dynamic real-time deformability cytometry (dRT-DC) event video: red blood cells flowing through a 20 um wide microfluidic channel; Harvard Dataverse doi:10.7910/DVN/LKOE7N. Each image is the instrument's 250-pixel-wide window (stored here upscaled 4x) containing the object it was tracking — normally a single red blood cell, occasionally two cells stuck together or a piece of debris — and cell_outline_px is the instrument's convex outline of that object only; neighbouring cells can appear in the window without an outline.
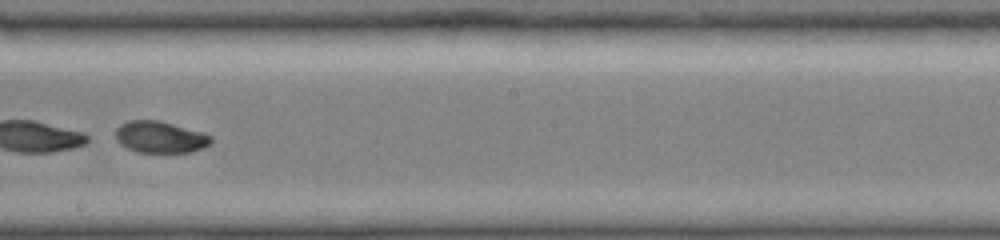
{"species": "common noctule bat (a hibernating species)", "species_latin": "Nyctalus noctula", "temperature_condition": "cold", "stored_images_in_passage": 70, "camera_frame_rate_fps": 3000, "um_per_image_px": 0.085, "animal": {"sex": "female", "body_mass_g": 19.0, "forearm_length_mm": 51.5}, "frame": {"image": 1, "passage_image": 44, "time_ms": 9.0, "image_size_px": [1000, 240], "cell_outline_px": [[212, 140], [204, 148], [188, 152], [136, 152], [120, 144], [116, 140], [116, 128], [120, 124], [132, 120], [156, 120], [204, 132], [212, 136]], "centroid_in_image_um": [13.61, 11.65], "position_along_channel_um": 234.6, "area_um2": 17.51}}